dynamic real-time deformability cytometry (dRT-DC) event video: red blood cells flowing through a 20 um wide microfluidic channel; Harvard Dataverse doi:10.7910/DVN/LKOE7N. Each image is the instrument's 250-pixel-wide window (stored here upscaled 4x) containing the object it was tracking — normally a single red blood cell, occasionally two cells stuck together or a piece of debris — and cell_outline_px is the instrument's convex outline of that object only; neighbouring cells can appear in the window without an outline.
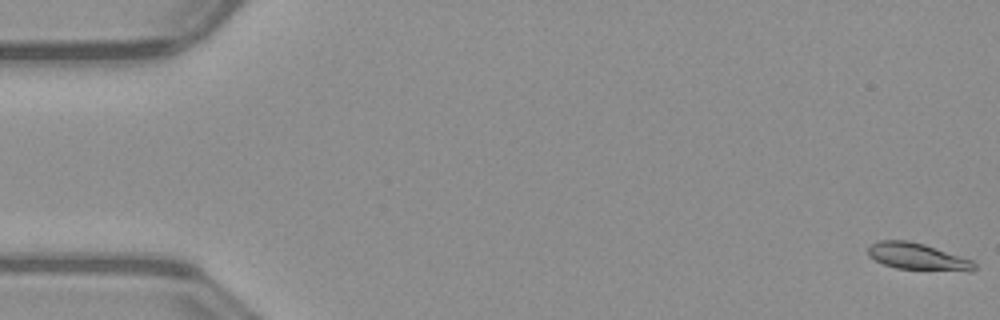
{"species": "common noctule bat (a hibernating species)", "species_latin": "Nyctalus noctula", "temperature_condition": "warm", "stored_images_in_passage": 52, "camera_frame_rate_fps": 3000, "um_per_image_px": 0.085, "animal": {"sex": "male", "body_mass_g": 23.1, "forearm_length_mm": 52.7}, "frame": {"image": 1, "passage_image": 1, "time_ms": 0.0, "image_size_px": [1000, 320], "cell_outline_px": [[976, 268], [972, 272], [968, 272], [896, 268], [884, 264], [868, 256], [868, 248], [872, 244], [880, 240], [908, 240], [924, 244], [972, 260], [976, 264]], "centroid_in_image_um": [78.03, 21.82], "position_along_channel_um": 7.0, "area_um2": 16.65}}
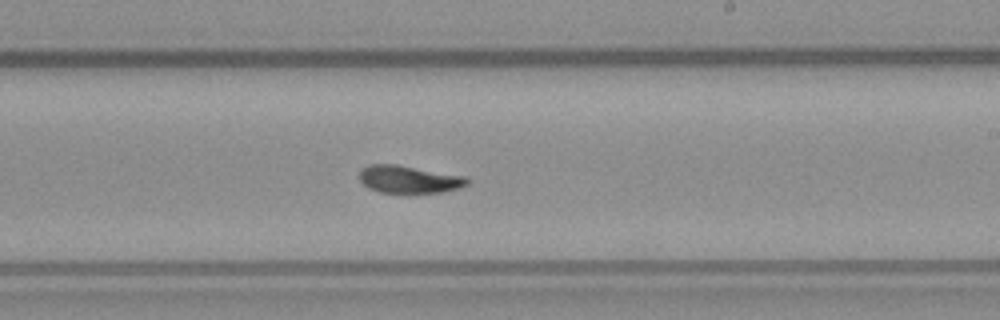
{"frame": {"image": 2, "passage_image": 31, "time_ms": 10.0, "image_size_px": [1000, 320], "cell_outline_px": [[472, 180], [468, 184], [460, 188], [444, 192], [380, 192], [368, 188], [360, 180], [360, 172], [368, 164], [396, 164], [468, 176]], "centroid_in_image_um": [34.84, 15.23], "position_along_channel_um": 254.2, "area_um2": 17.4}}
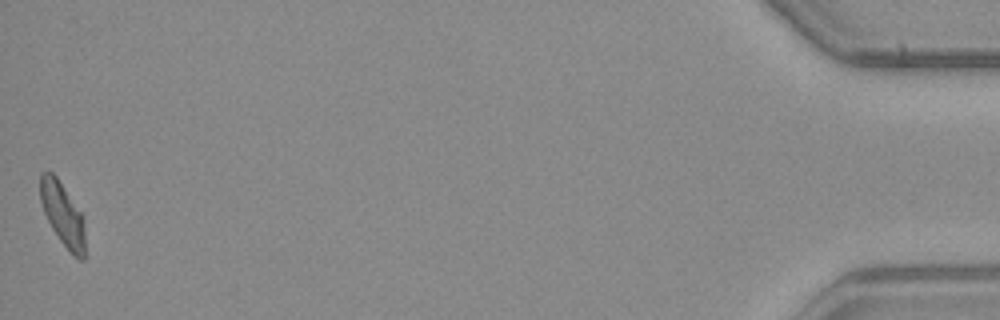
{"frame": {"image": 3, "passage_image": 52, "time_ms": 17.0, "image_size_px": [1000, 320], "cell_outline_px": [[84, 260], [80, 260], [60, 240], [52, 228], [44, 212], [40, 200], [40, 172], [52, 172], [56, 176], [80, 212], [84, 228]], "centroid_in_image_um": [5.29, 18.17], "position_along_channel_um": 429.9, "area_um2": 15.9}, "authors_computed_cell_mechanics": {"area_um2": 17.3978, "velocity_mm_per_s": 4.0012, "shape_relaxation_time_tau1_ms": 3.4551, "shape_relaxation_time_tau2_ms": 2.6771, "deformation_change_tau1": 0.1703, "deformation_change_tau2": 0.0963}}